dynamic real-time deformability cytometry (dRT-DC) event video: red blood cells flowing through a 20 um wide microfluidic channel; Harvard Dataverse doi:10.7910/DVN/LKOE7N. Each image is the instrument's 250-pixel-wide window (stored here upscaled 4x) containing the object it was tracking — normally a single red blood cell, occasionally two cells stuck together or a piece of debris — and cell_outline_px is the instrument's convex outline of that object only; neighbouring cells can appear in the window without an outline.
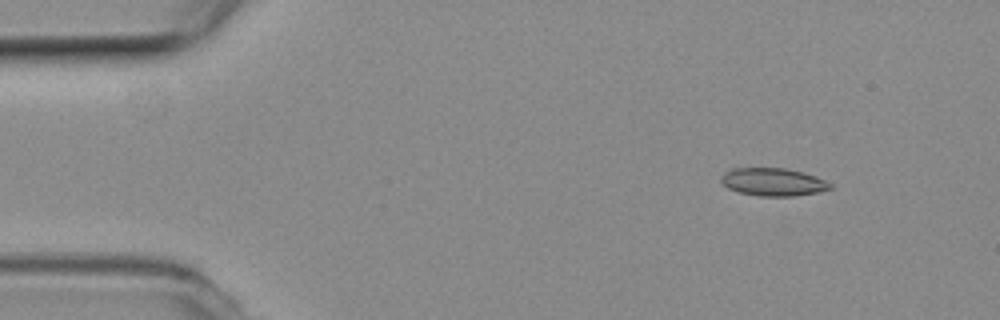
{"species": "common noctule bat (a hibernating species)", "species_latin": "Nyctalus noctula", "temperature_condition": "room temperature", "stored_images_in_passage": 6, "camera_frame_rate_fps": 3000, "um_per_image_px": 0.085, "animal": {"sex": "female", "body_mass_g": 19.3, "forearm_length_mm": 54.1}, "frame": {"image": 1, "passage_image": 2, "time_ms": 0.333, "image_size_px": [1000, 320], "cell_outline_px": [[832, 188], [816, 192], [796, 196], [760, 196], [740, 192], [728, 188], [720, 180], [720, 176], [724, 172], [732, 168], [784, 168], [804, 172], [816, 176], [832, 184]], "centroid_in_image_um": [65.7, 15.46], "position_along_channel_um": 19.3, "area_um2": 17.69}}
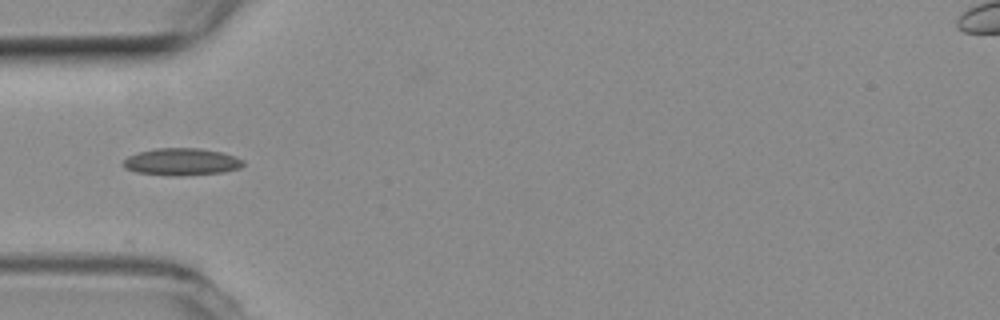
{"frame": {"image": 2, "passage_image": 5, "time_ms": 1.333, "image_size_px": [1000, 320], "cell_outline_px": [[244, 164], [240, 168], [224, 172], [176, 176], [172, 176], [136, 172], [124, 168], [120, 164], [128, 156], [140, 152], [156, 148], [200, 148], [220, 152], [244, 160]], "centroid_in_image_um": [15.4, 13.76], "position_along_channel_um": 69.6, "area_um2": 18.96}}